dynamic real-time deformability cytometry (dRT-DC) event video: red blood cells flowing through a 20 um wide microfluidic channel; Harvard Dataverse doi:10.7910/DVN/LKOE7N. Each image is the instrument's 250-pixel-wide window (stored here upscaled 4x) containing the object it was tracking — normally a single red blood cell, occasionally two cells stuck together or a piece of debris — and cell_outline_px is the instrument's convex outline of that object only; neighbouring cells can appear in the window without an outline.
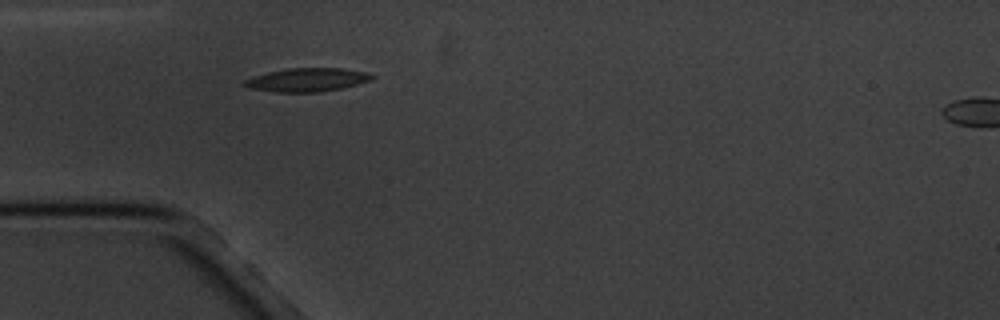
{"species": "common noctule bat (a hibernating species)", "species_latin": "Nyctalus noctula", "temperature_condition": "cold", "stored_images_in_passage": 6, "camera_frame_rate_fps": 3000, "um_per_image_px": 0.085, "animal": {"sex": "male", "body_mass_g": 20.1, "forearm_length_mm": 53.5}, "frame": {"image": 1, "passage_image": 6, "time_ms": 6.667, "image_size_px": [1000, 320], "cell_outline_px": [[376, 76], [372, 80], [340, 88], [320, 92], [276, 92], [252, 88], [240, 84], [244, 80], [252, 76], [268, 72], [288, 68], [344, 68], [368, 72]], "centroid_in_image_um": [26.11, 6.77], "position_along_channel_um": 58.9, "area_um2": 17.51}}